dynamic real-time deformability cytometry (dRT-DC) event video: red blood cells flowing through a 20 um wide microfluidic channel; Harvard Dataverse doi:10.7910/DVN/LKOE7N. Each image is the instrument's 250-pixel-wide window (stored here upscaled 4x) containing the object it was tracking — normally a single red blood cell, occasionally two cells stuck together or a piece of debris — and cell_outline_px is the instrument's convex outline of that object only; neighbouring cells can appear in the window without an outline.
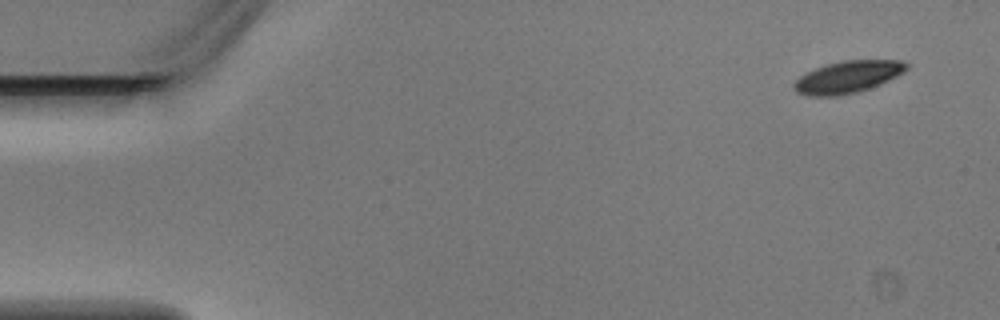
{"species": "Egyptian fruit bat (a non-hibernating species)", "species_latin": "Rousettus aegyptiacus", "temperature_condition": "warm", "stored_images_in_passage": 4, "camera_frame_rate_fps": 3000, "um_per_image_px": 0.085, "animal": {"sex": "male"}, "frame": {"image": 1, "passage_image": 1, "time_ms": 0.0, "image_size_px": [1000, 320], "cell_outline_px": [[908, 68], [904, 72], [880, 84], [856, 92], [836, 96], [808, 96], [796, 92], [792, 88], [792, 84], [800, 76], [816, 68], [828, 64], [844, 60], [904, 60], [908, 64]], "centroid_in_image_um": [72.05, 6.54], "position_along_channel_um": 12.9, "area_um2": 20.92}}